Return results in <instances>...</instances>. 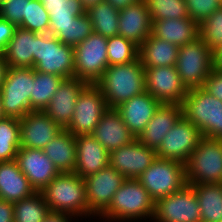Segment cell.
<instances>
[{"instance_id": "1", "label": "cell", "mask_w": 222, "mask_h": 222, "mask_svg": "<svg viewBox=\"0 0 222 222\" xmlns=\"http://www.w3.org/2000/svg\"><path fill=\"white\" fill-rule=\"evenodd\" d=\"M101 90L109 108L146 91L145 68L139 57L130 63L110 65L95 83Z\"/></svg>"}, {"instance_id": "2", "label": "cell", "mask_w": 222, "mask_h": 222, "mask_svg": "<svg viewBox=\"0 0 222 222\" xmlns=\"http://www.w3.org/2000/svg\"><path fill=\"white\" fill-rule=\"evenodd\" d=\"M155 201L138 179L127 178L115 192L109 207L100 215L107 222L152 220ZM143 218V219H142Z\"/></svg>"}, {"instance_id": "3", "label": "cell", "mask_w": 222, "mask_h": 222, "mask_svg": "<svg viewBox=\"0 0 222 222\" xmlns=\"http://www.w3.org/2000/svg\"><path fill=\"white\" fill-rule=\"evenodd\" d=\"M40 192L50 211L67 213L74 218H87L85 180L76 173H60Z\"/></svg>"}, {"instance_id": "4", "label": "cell", "mask_w": 222, "mask_h": 222, "mask_svg": "<svg viewBox=\"0 0 222 222\" xmlns=\"http://www.w3.org/2000/svg\"><path fill=\"white\" fill-rule=\"evenodd\" d=\"M181 105L182 115L203 137L222 139V101L199 87L189 89Z\"/></svg>"}, {"instance_id": "5", "label": "cell", "mask_w": 222, "mask_h": 222, "mask_svg": "<svg viewBox=\"0 0 222 222\" xmlns=\"http://www.w3.org/2000/svg\"><path fill=\"white\" fill-rule=\"evenodd\" d=\"M34 85V69L9 67L0 87L3 117L23 118L32 112L30 97Z\"/></svg>"}, {"instance_id": "6", "label": "cell", "mask_w": 222, "mask_h": 222, "mask_svg": "<svg viewBox=\"0 0 222 222\" xmlns=\"http://www.w3.org/2000/svg\"><path fill=\"white\" fill-rule=\"evenodd\" d=\"M185 170L187 184L222 183V139L202 137Z\"/></svg>"}, {"instance_id": "7", "label": "cell", "mask_w": 222, "mask_h": 222, "mask_svg": "<svg viewBox=\"0 0 222 222\" xmlns=\"http://www.w3.org/2000/svg\"><path fill=\"white\" fill-rule=\"evenodd\" d=\"M137 179L156 201L179 191L187 184L185 164L156 157Z\"/></svg>"}, {"instance_id": "8", "label": "cell", "mask_w": 222, "mask_h": 222, "mask_svg": "<svg viewBox=\"0 0 222 222\" xmlns=\"http://www.w3.org/2000/svg\"><path fill=\"white\" fill-rule=\"evenodd\" d=\"M33 69L65 79L75 77L74 47L63 44L49 33H37L36 65Z\"/></svg>"}, {"instance_id": "9", "label": "cell", "mask_w": 222, "mask_h": 222, "mask_svg": "<svg viewBox=\"0 0 222 222\" xmlns=\"http://www.w3.org/2000/svg\"><path fill=\"white\" fill-rule=\"evenodd\" d=\"M175 68L188 90L202 87L213 69V52L199 37L179 47Z\"/></svg>"}, {"instance_id": "10", "label": "cell", "mask_w": 222, "mask_h": 222, "mask_svg": "<svg viewBox=\"0 0 222 222\" xmlns=\"http://www.w3.org/2000/svg\"><path fill=\"white\" fill-rule=\"evenodd\" d=\"M108 38L92 32L74 47L75 78L95 84L108 65Z\"/></svg>"}, {"instance_id": "11", "label": "cell", "mask_w": 222, "mask_h": 222, "mask_svg": "<svg viewBox=\"0 0 222 222\" xmlns=\"http://www.w3.org/2000/svg\"><path fill=\"white\" fill-rule=\"evenodd\" d=\"M200 207L192 185L155 201L153 222H201Z\"/></svg>"}, {"instance_id": "12", "label": "cell", "mask_w": 222, "mask_h": 222, "mask_svg": "<svg viewBox=\"0 0 222 222\" xmlns=\"http://www.w3.org/2000/svg\"><path fill=\"white\" fill-rule=\"evenodd\" d=\"M108 108L101 90L95 84H88L77 98L73 118L66 130L74 136L92 134Z\"/></svg>"}, {"instance_id": "13", "label": "cell", "mask_w": 222, "mask_h": 222, "mask_svg": "<svg viewBox=\"0 0 222 222\" xmlns=\"http://www.w3.org/2000/svg\"><path fill=\"white\" fill-rule=\"evenodd\" d=\"M202 137L200 130L182 115L163 138L156 156L185 164Z\"/></svg>"}, {"instance_id": "14", "label": "cell", "mask_w": 222, "mask_h": 222, "mask_svg": "<svg viewBox=\"0 0 222 222\" xmlns=\"http://www.w3.org/2000/svg\"><path fill=\"white\" fill-rule=\"evenodd\" d=\"M125 177L110 165L85 180L88 217H100L109 207ZM92 215V216H91Z\"/></svg>"}, {"instance_id": "15", "label": "cell", "mask_w": 222, "mask_h": 222, "mask_svg": "<svg viewBox=\"0 0 222 222\" xmlns=\"http://www.w3.org/2000/svg\"><path fill=\"white\" fill-rule=\"evenodd\" d=\"M146 91L162 104L181 105L188 93L175 66L145 68Z\"/></svg>"}, {"instance_id": "16", "label": "cell", "mask_w": 222, "mask_h": 222, "mask_svg": "<svg viewBox=\"0 0 222 222\" xmlns=\"http://www.w3.org/2000/svg\"><path fill=\"white\" fill-rule=\"evenodd\" d=\"M156 157V150L135 138L130 144L110 152L109 165L126 179H137Z\"/></svg>"}, {"instance_id": "17", "label": "cell", "mask_w": 222, "mask_h": 222, "mask_svg": "<svg viewBox=\"0 0 222 222\" xmlns=\"http://www.w3.org/2000/svg\"><path fill=\"white\" fill-rule=\"evenodd\" d=\"M15 160L36 192L43 190L60 174L53 162L41 149L20 147Z\"/></svg>"}, {"instance_id": "18", "label": "cell", "mask_w": 222, "mask_h": 222, "mask_svg": "<svg viewBox=\"0 0 222 222\" xmlns=\"http://www.w3.org/2000/svg\"><path fill=\"white\" fill-rule=\"evenodd\" d=\"M20 147L41 149L63 129L44 111H32L19 119Z\"/></svg>"}, {"instance_id": "19", "label": "cell", "mask_w": 222, "mask_h": 222, "mask_svg": "<svg viewBox=\"0 0 222 222\" xmlns=\"http://www.w3.org/2000/svg\"><path fill=\"white\" fill-rule=\"evenodd\" d=\"M87 85L86 81L75 77L64 79L43 111L62 129H66L73 118L77 98Z\"/></svg>"}, {"instance_id": "20", "label": "cell", "mask_w": 222, "mask_h": 222, "mask_svg": "<svg viewBox=\"0 0 222 222\" xmlns=\"http://www.w3.org/2000/svg\"><path fill=\"white\" fill-rule=\"evenodd\" d=\"M162 103L147 91L135 95L115 108L131 134L137 139Z\"/></svg>"}, {"instance_id": "21", "label": "cell", "mask_w": 222, "mask_h": 222, "mask_svg": "<svg viewBox=\"0 0 222 222\" xmlns=\"http://www.w3.org/2000/svg\"><path fill=\"white\" fill-rule=\"evenodd\" d=\"M118 35L138 47L151 35L152 20L145 0L119 10Z\"/></svg>"}, {"instance_id": "22", "label": "cell", "mask_w": 222, "mask_h": 222, "mask_svg": "<svg viewBox=\"0 0 222 222\" xmlns=\"http://www.w3.org/2000/svg\"><path fill=\"white\" fill-rule=\"evenodd\" d=\"M75 145L77 153L74 173L81 178L109 166L110 153L91 134L75 136Z\"/></svg>"}, {"instance_id": "23", "label": "cell", "mask_w": 222, "mask_h": 222, "mask_svg": "<svg viewBox=\"0 0 222 222\" xmlns=\"http://www.w3.org/2000/svg\"><path fill=\"white\" fill-rule=\"evenodd\" d=\"M91 135L109 153L130 144L135 139L115 108H108Z\"/></svg>"}, {"instance_id": "24", "label": "cell", "mask_w": 222, "mask_h": 222, "mask_svg": "<svg viewBox=\"0 0 222 222\" xmlns=\"http://www.w3.org/2000/svg\"><path fill=\"white\" fill-rule=\"evenodd\" d=\"M181 116L182 105L161 104L137 139L149 148L157 150Z\"/></svg>"}, {"instance_id": "25", "label": "cell", "mask_w": 222, "mask_h": 222, "mask_svg": "<svg viewBox=\"0 0 222 222\" xmlns=\"http://www.w3.org/2000/svg\"><path fill=\"white\" fill-rule=\"evenodd\" d=\"M27 177L19 169L16 160L0 162V199L12 203L35 193Z\"/></svg>"}, {"instance_id": "26", "label": "cell", "mask_w": 222, "mask_h": 222, "mask_svg": "<svg viewBox=\"0 0 222 222\" xmlns=\"http://www.w3.org/2000/svg\"><path fill=\"white\" fill-rule=\"evenodd\" d=\"M36 34L16 27L4 53L9 67L33 68L36 65Z\"/></svg>"}, {"instance_id": "27", "label": "cell", "mask_w": 222, "mask_h": 222, "mask_svg": "<svg viewBox=\"0 0 222 222\" xmlns=\"http://www.w3.org/2000/svg\"><path fill=\"white\" fill-rule=\"evenodd\" d=\"M199 33V23L189 17L152 21L151 34L178 47L196 40Z\"/></svg>"}, {"instance_id": "28", "label": "cell", "mask_w": 222, "mask_h": 222, "mask_svg": "<svg viewBox=\"0 0 222 222\" xmlns=\"http://www.w3.org/2000/svg\"><path fill=\"white\" fill-rule=\"evenodd\" d=\"M60 173H72L76 167L75 136L63 129L43 149Z\"/></svg>"}, {"instance_id": "29", "label": "cell", "mask_w": 222, "mask_h": 222, "mask_svg": "<svg viewBox=\"0 0 222 222\" xmlns=\"http://www.w3.org/2000/svg\"><path fill=\"white\" fill-rule=\"evenodd\" d=\"M179 47L152 34L139 46L138 57L144 68L175 66Z\"/></svg>"}, {"instance_id": "30", "label": "cell", "mask_w": 222, "mask_h": 222, "mask_svg": "<svg viewBox=\"0 0 222 222\" xmlns=\"http://www.w3.org/2000/svg\"><path fill=\"white\" fill-rule=\"evenodd\" d=\"M192 185L200 207L201 222H220L222 218V183Z\"/></svg>"}, {"instance_id": "31", "label": "cell", "mask_w": 222, "mask_h": 222, "mask_svg": "<svg viewBox=\"0 0 222 222\" xmlns=\"http://www.w3.org/2000/svg\"><path fill=\"white\" fill-rule=\"evenodd\" d=\"M92 23L93 32L106 38L118 35L119 10L105 0L86 10Z\"/></svg>"}, {"instance_id": "32", "label": "cell", "mask_w": 222, "mask_h": 222, "mask_svg": "<svg viewBox=\"0 0 222 222\" xmlns=\"http://www.w3.org/2000/svg\"><path fill=\"white\" fill-rule=\"evenodd\" d=\"M64 79L55 74H47L34 70V85L30 97V108L33 111H43Z\"/></svg>"}, {"instance_id": "33", "label": "cell", "mask_w": 222, "mask_h": 222, "mask_svg": "<svg viewBox=\"0 0 222 222\" xmlns=\"http://www.w3.org/2000/svg\"><path fill=\"white\" fill-rule=\"evenodd\" d=\"M49 14V34L55 36L58 27H66L73 20L86 13L80 0H64L58 4H43Z\"/></svg>"}, {"instance_id": "34", "label": "cell", "mask_w": 222, "mask_h": 222, "mask_svg": "<svg viewBox=\"0 0 222 222\" xmlns=\"http://www.w3.org/2000/svg\"><path fill=\"white\" fill-rule=\"evenodd\" d=\"M14 204V222H43L50 212L41 192L21 199Z\"/></svg>"}, {"instance_id": "35", "label": "cell", "mask_w": 222, "mask_h": 222, "mask_svg": "<svg viewBox=\"0 0 222 222\" xmlns=\"http://www.w3.org/2000/svg\"><path fill=\"white\" fill-rule=\"evenodd\" d=\"M19 148V119L13 117L0 118V162L14 160Z\"/></svg>"}, {"instance_id": "36", "label": "cell", "mask_w": 222, "mask_h": 222, "mask_svg": "<svg viewBox=\"0 0 222 222\" xmlns=\"http://www.w3.org/2000/svg\"><path fill=\"white\" fill-rule=\"evenodd\" d=\"M108 65H121L138 58L139 47L121 35L108 38Z\"/></svg>"}, {"instance_id": "37", "label": "cell", "mask_w": 222, "mask_h": 222, "mask_svg": "<svg viewBox=\"0 0 222 222\" xmlns=\"http://www.w3.org/2000/svg\"><path fill=\"white\" fill-rule=\"evenodd\" d=\"M152 21L188 18L185 0H145Z\"/></svg>"}, {"instance_id": "38", "label": "cell", "mask_w": 222, "mask_h": 222, "mask_svg": "<svg viewBox=\"0 0 222 222\" xmlns=\"http://www.w3.org/2000/svg\"><path fill=\"white\" fill-rule=\"evenodd\" d=\"M93 32L92 23L86 13L76 17L66 27H58L55 37L63 44L75 47Z\"/></svg>"}, {"instance_id": "39", "label": "cell", "mask_w": 222, "mask_h": 222, "mask_svg": "<svg viewBox=\"0 0 222 222\" xmlns=\"http://www.w3.org/2000/svg\"><path fill=\"white\" fill-rule=\"evenodd\" d=\"M199 37L212 52L222 46V5L199 24Z\"/></svg>"}, {"instance_id": "40", "label": "cell", "mask_w": 222, "mask_h": 222, "mask_svg": "<svg viewBox=\"0 0 222 222\" xmlns=\"http://www.w3.org/2000/svg\"><path fill=\"white\" fill-rule=\"evenodd\" d=\"M50 17L43 4L39 0H31L27 3L26 18L18 26L39 34L49 33Z\"/></svg>"}, {"instance_id": "41", "label": "cell", "mask_w": 222, "mask_h": 222, "mask_svg": "<svg viewBox=\"0 0 222 222\" xmlns=\"http://www.w3.org/2000/svg\"><path fill=\"white\" fill-rule=\"evenodd\" d=\"M31 0H5L0 3V17L18 27L26 18L27 3Z\"/></svg>"}, {"instance_id": "42", "label": "cell", "mask_w": 222, "mask_h": 222, "mask_svg": "<svg viewBox=\"0 0 222 222\" xmlns=\"http://www.w3.org/2000/svg\"><path fill=\"white\" fill-rule=\"evenodd\" d=\"M185 3L189 18L199 24L222 5L219 0H185Z\"/></svg>"}, {"instance_id": "43", "label": "cell", "mask_w": 222, "mask_h": 222, "mask_svg": "<svg viewBox=\"0 0 222 222\" xmlns=\"http://www.w3.org/2000/svg\"><path fill=\"white\" fill-rule=\"evenodd\" d=\"M202 88L210 95L222 101V71L213 68Z\"/></svg>"}, {"instance_id": "44", "label": "cell", "mask_w": 222, "mask_h": 222, "mask_svg": "<svg viewBox=\"0 0 222 222\" xmlns=\"http://www.w3.org/2000/svg\"><path fill=\"white\" fill-rule=\"evenodd\" d=\"M16 26L0 17V53L4 54Z\"/></svg>"}, {"instance_id": "45", "label": "cell", "mask_w": 222, "mask_h": 222, "mask_svg": "<svg viewBox=\"0 0 222 222\" xmlns=\"http://www.w3.org/2000/svg\"><path fill=\"white\" fill-rule=\"evenodd\" d=\"M0 222H14V204L0 199Z\"/></svg>"}, {"instance_id": "46", "label": "cell", "mask_w": 222, "mask_h": 222, "mask_svg": "<svg viewBox=\"0 0 222 222\" xmlns=\"http://www.w3.org/2000/svg\"><path fill=\"white\" fill-rule=\"evenodd\" d=\"M72 219L73 216L67 213L50 211L43 222H71Z\"/></svg>"}, {"instance_id": "47", "label": "cell", "mask_w": 222, "mask_h": 222, "mask_svg": "<svg viewBox=\"0 0 222 222\" xmlns=\"http://www.w3.org/2000/svg\"><path fill=\"white\" fill-rule=\"evenodd\" d=\"M107 3H110L114 8L121 10L130 5H133L141 0H105Z\"/></svg>"}, {"instance_id": "48", "label": "cell", "mask_w": 222, "mask_h": 222, "mask_svg": "<svg viewBox=\"0 0 222 222\" xmlns=\"http://www.w3.org/2000/svg\"><path fill=\"white\" fill-rule=\"evenodd\" d=\"M213 68L222 71V46L213 52Z\"/></svg>"}, {"instance_id": "49", "label": "cell", "mask_w": 222, "mask_h": 222, "mask_svg": "<svg viewBox=\"0 0 222 222\" xmlns=\"http://www.w3.org/2000/svg\"><path fill=\"white\" fill-rule=\"evenodd\" d=\"M9 66L5 60L4 54L0 53V87L5 80Z\"/></svg>"}, {"instance_id": "50", "label": "cell", "mask_w": 222, "mask_h": 222, "mask_svg": "<svg viewBox=\"0 0 222 222\" xmlns=\"http://www.w3.org/2000/svg\"><path fill=\"white\" fill-rule=\"evenodd\" d=\"M85 10L89 9L91 6L98 4L103 0H80Z\"/></svg>"}, {"instance_id": "51", "label": "cell", "mask_w": 222, "mask_h": 222, "mask_svg": "<svg viewBox=\"0 0 222 222\" xmlns=\"http://www.w3.org/2000/svg\"><path fill=\"white\" fill-rule=\"evenodd\" d=\"M42 4H58L62 3L64 0H39Z\"/></svg>"}, {"instance_id": "52", "label": "cell", "mask_w": 222, "mask_h": 222, "mask_svg": "<svg viewBox=\"0 0 222 222\" xmlns=\"http://www.w3.org/2000/svg\"><path fill=\"white\" fill-rule=\"evenodd\" d=\"M3 115H2V110H1V98H0V118H2Z\"/></svg>"}]
</instances>
